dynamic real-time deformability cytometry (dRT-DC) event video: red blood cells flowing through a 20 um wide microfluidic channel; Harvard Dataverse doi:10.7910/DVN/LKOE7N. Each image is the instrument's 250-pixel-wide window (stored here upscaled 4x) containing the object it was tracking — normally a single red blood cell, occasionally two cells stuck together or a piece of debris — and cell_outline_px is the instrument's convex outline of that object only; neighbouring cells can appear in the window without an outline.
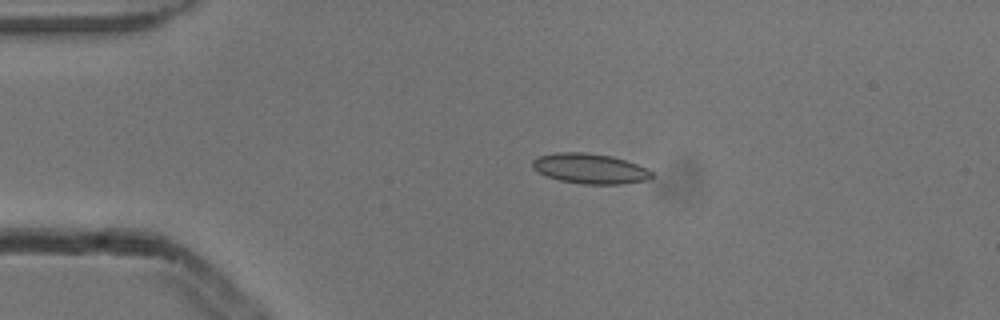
{"species": "common noctule bat (a hibernating species)", "species_latin": "Nyctalus noctula", "temperature_condition": "cold", "stored_images_in_passage": 4, "camera_frame_rate_fps": 3000, "um_per_image_px": 0.085, "animal": {"sex": "male", "body_mass_g": 13.3}, "frame": {"image": 1, "passage_image": 3, "time_ms": 0.667, "image_size_px": [1000, 320], "cell_outline_px": [[652, 176], [648, 180], [624, 184], [584, 184], [560, 180], [544, 176], [532, 168], [532, 160], [536, 156], [556, 152], [584, 152], [612, 156], [636, 164], [652, 172]], "centroid_in_image_um": [50.09, 14.33], "position_along_channel_um": 34.9, "area_um2": 21.04}}